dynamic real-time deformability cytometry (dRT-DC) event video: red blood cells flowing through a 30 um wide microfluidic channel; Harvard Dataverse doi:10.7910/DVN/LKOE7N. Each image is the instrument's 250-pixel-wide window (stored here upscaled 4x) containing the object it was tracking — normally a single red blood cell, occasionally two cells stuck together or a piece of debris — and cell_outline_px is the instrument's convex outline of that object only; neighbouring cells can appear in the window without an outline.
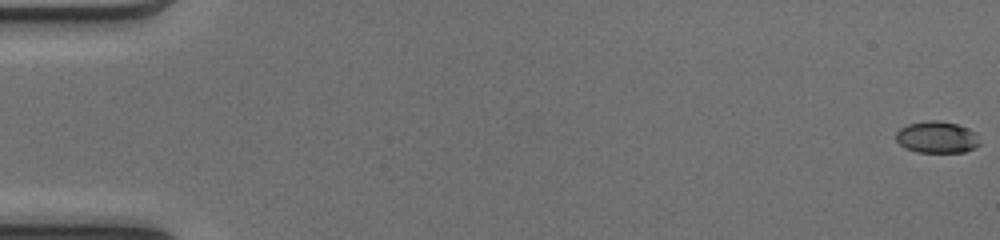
{"species": "common noctule bat (a hibernating species)", "species_latin": "Nyctalus noctula", "temperature_condition": "cold", "stored_images_in_passage": 52, "camera_frame_rate_fps": 3000, "um_per_image_px": 0.085, "animal": {"sex": "female", "body_mass_g": 17.0, "forearm_length_mm": 48.0}, "frame": {"image": 1, "passage_image": 1, "time_ms": 0.0, "image_size_px": [1000, 240], "cell_outline_px": [[980, 144], [976, 148], [964, 152], [916, 152], [904, 148], [896, 140], [896, 132], [900, 128], [908, 124], [928, 120], [940, 120], [956, 124], [968, 128], [976, 132]], "centroid_in_image_um": [79.64, 11.66], "position_along_channel_um": 5.4, "area_um2": 15.66}}
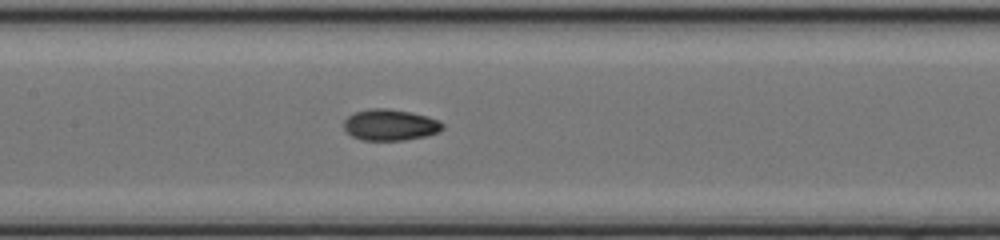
{"frame": {"image": 2, "passage_image": 26, "time_ms": 8.333, "image_size_px": [1000, 240], "cell_outline_px": [[444, 128], [440, 132], [424, 136], [404, 140], [360, 140], [352, 136], [344, 128], [344, 120], [348, 116], [356, 112], [368, 108], [388, 108], [412, 112], [428, 116], [440, 120], [444, 124]], "centroid_in_image_um": [33.19, 10.6], "position_along_channel_um": 174.2, "area_um2": 18.15}}
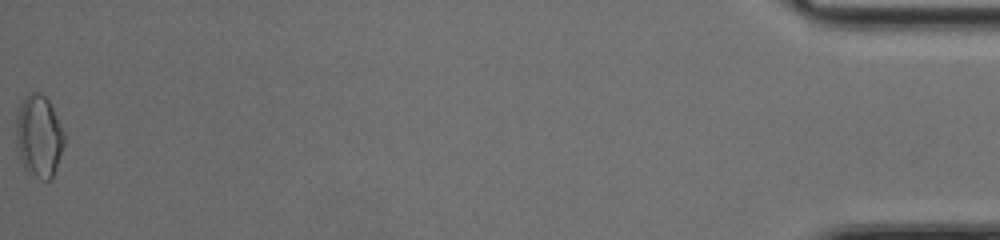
{"frame": {"image": 3, "passage_image": 52, "time_ms": 17.0, "image_size_px": [1000, 240], "cell_outline_px": [[64, 144], [56, 168], [52, 176], [48, 180], [40, 180], [20, 160], [16, 140], [16, 116], [20, 104], [32, 92], [40, 92], [48, 100], [64, 132]], "centroid_in_image_um": [3.31, 11.56], "position_along_channel_um": 431.9, "area_um2": 22.48}, "authors_computed_cell_mechanics": {"area_um2": 17.2822, "velocity_mm_per_s": 4.1411, "shape_relaxation_time_tau1_ms": 6.9345, "shape_relaxation_time_tau2_ms": 3.0765, "deformation_change_tau1": 0.2007, "deformation_change_tau2": 0.062}}